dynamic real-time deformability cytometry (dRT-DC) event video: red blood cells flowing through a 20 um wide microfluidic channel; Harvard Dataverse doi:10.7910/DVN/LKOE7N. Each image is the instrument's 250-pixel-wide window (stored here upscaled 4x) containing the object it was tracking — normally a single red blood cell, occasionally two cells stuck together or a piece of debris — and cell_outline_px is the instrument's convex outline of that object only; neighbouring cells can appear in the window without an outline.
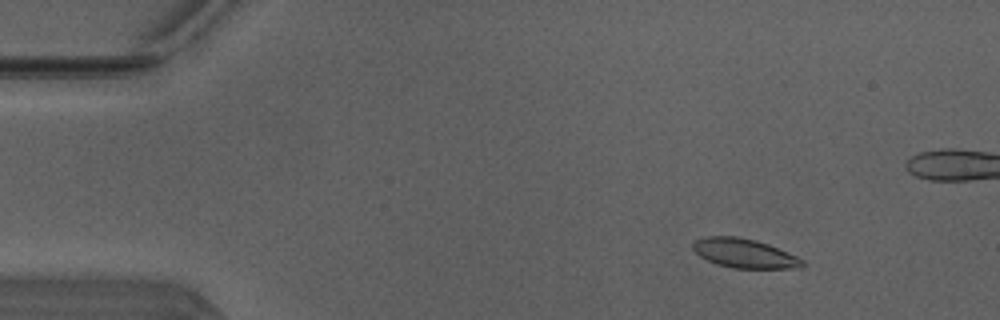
{"species": "Egyptian fruit bat (a non-hibernating species)", "species_latin": "Rousettus aegyptiacus", "temperature_condition": "warm", "stored_images_in_passage": 50, "camera_frame_rate_fps": 3000, "um_per_image_px": 0.085, "animal": {"sex": "male"}, "frame": {"image": 1, "passage_image": 6, "time_ms": 1.667, "image_size_px": [1000, 320], "cell_outline_px": [[804, 264], [800, 268], [732, 268], [716, 264], [700, 256], [692, 248], [692, 244], [696, 240], [708, 236], [736, 236], [756, 240], [768, 244], [796, 256], [804, 260]], "centroid_in_image_um": [63.26, 21.53], "position_along_channel_um": 21.7, "area_um2": 18.5}}
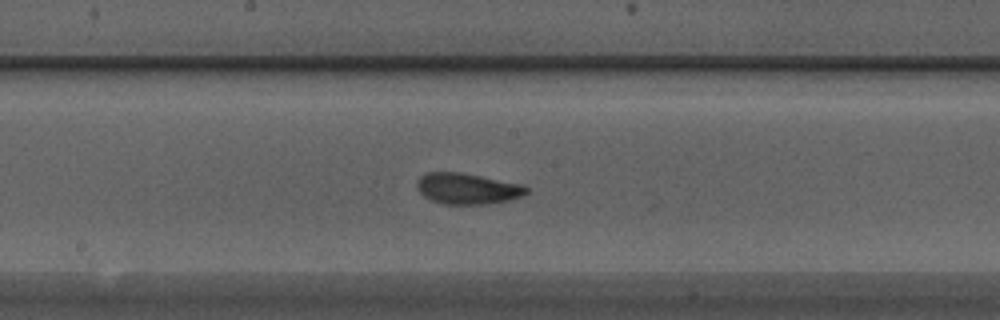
{"frame": {"image": 2, "passage_image": 26, "time_ms": 8.333, "image_size_px": [1000, 320], "cell_outline_px": [[528, 192], [520, 196], [508, 200], [488, 204], [444, 204], [432, 200], [424, 196], [416, 188], [416, 180], [424, 172], [460, 172], [524, 184], [528, 188]], "centroid_in_image_um": [39.7, 16.02], "position_along_channel_um": 208.5, "area_um2": 19.88}}
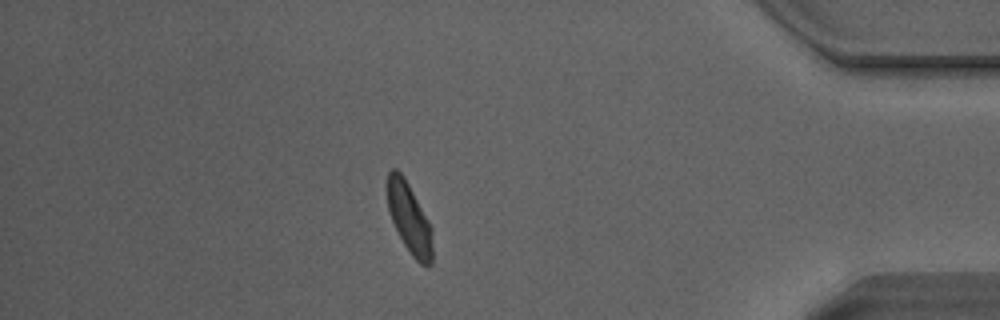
{"frame": {"image": 3, "passage_image": 43, "time_ms": 14.0, "image_size_px": [1000, 320], "cell_outline_px": [[432, 264], [420, 264], [412, 256], [404, 244], [392, 220], [388, 208], [388, 172], [392, 168], [396, 168], [404, 176], [428, 220], [432, 228]], "centroid_in_image_um": [34.8, 18.55], "position_along_channel_um": 400.4, "area_um2": 18.15}, "authors_computed_cell_mechanics": {"area_um2": 19.1029, "velocity_mm_per_s": 4.0951, "shape_relaxation_time_tau1_ms": 2.4367, "shape_relaxation_time_tau2_ms": 1.0691, "deformation_change_tau1": 0.1336, "deformation_change_tau2": 0.0776}}